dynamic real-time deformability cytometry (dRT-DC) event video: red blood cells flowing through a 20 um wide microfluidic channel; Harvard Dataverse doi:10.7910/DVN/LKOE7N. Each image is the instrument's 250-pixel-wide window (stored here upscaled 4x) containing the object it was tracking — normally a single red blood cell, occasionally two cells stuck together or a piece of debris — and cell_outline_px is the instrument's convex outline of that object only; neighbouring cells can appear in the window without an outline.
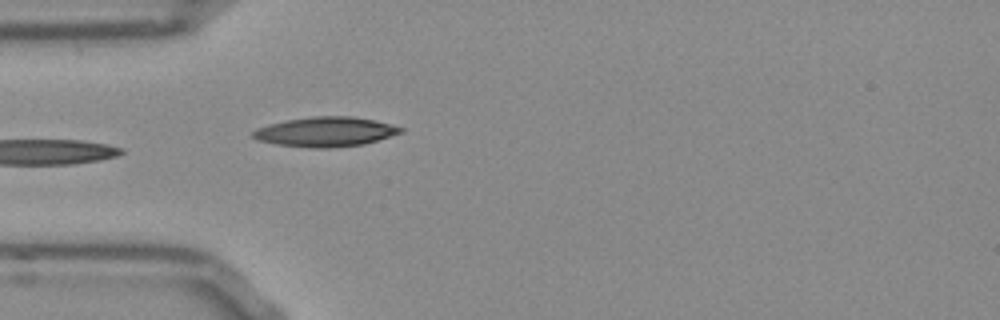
{"species": "Egyptian fruit bat (a non-hibernating species)", "species_latin": "Rousettus aegyptiacus", "temperature_condition": "room temperature", "stored_images_in_passage": 30, "camera_frame_rate_fps": 3000, "um_per_image_px": 0.085, "frame": {"image": 1, "passage_image": 1, "time_ms": 0.0, "image_size_px": [1000, 320], "cell_outline_px": [[404, 132], [364, 144], [328, 148], [312, 148], [276, 144], [256, 140], [252, 136], [252, 132], [256, 128], [268, 124], [288, 120], [312, 116], [352, 116], [372, 120], [404, 128]], "centroid_in_image_um": [27.64, 11.21], "position_along_channel_um": 57.4, "area_um2": 25.43}, "authors_computed_cell_mechanics": {"area_um2": 23.5246, "velocity_mm_per_s": 3.8538, "shape_relaxation_time_tau1_ms": 10.8839, "shape_relaxation_time_tau2_ms": null, "deformation_change_tau1": 0.2799, "deformation_change_tau2": null}}